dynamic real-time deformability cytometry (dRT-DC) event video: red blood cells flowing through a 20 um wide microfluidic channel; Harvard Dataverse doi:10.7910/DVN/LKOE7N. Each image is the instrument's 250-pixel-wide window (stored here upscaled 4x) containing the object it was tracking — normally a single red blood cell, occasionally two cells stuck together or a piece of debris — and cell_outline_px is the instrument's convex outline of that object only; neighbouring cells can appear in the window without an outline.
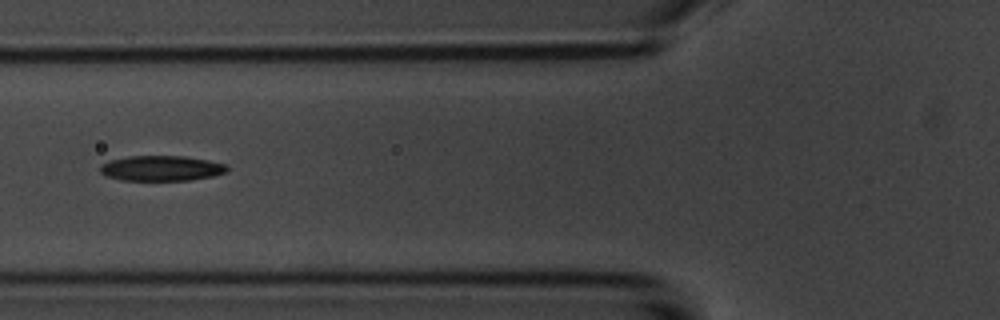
{"species": "common noctule bat (a hibernating species)", "species_latin": "Nyctalus noctula", "temperature_condition": "room temperature", "stored_images_in_passage": 9, "camera_frame_rate_fps": 3000, "um_per_image_px": 0.085, "animal": {"sex": "male", "body_mass_g": 20.1, "forearm_length_mm": 53.5}, "frame": {"image": 1, "passage_image": 6, "time_ms": 5.667, "image_size_px": [1000, 320], "cell_outline_px": [[228, 172], [212, 176], [188, 180], [120, 180], [108, 176], [100, 172], [100, 164], [108, 160], [128, 156], [184, 156], [208, 160], [228, 164]], "centroid_in_image_um": [13.72, 14.29], "position_along_channel_um": 112.1, "area_um2": 18.79}}
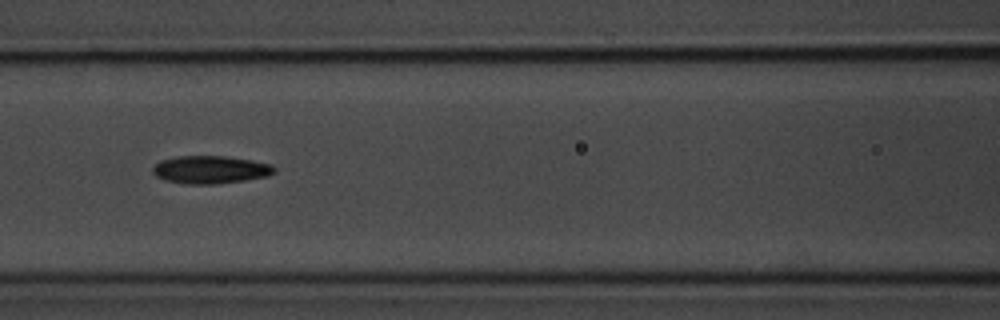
{"frame": {"image": 2, "passage_image": 7, "time_ms": 6.667, "image_size_px": [1000, 320], "cell_outline_px": [[276, 172], [268, 176], [244, 180], [216, 184], [184, 184], [164, 180], [156, 176], [152, 172], [152, 168], [160, 160], [176, 156], [224, 156], [272, 164], [276, 168]], "centroid_in_image_um": [17.86, 14.42], "position_along_channel_um": 148.7, "area_um2": 19.77}}
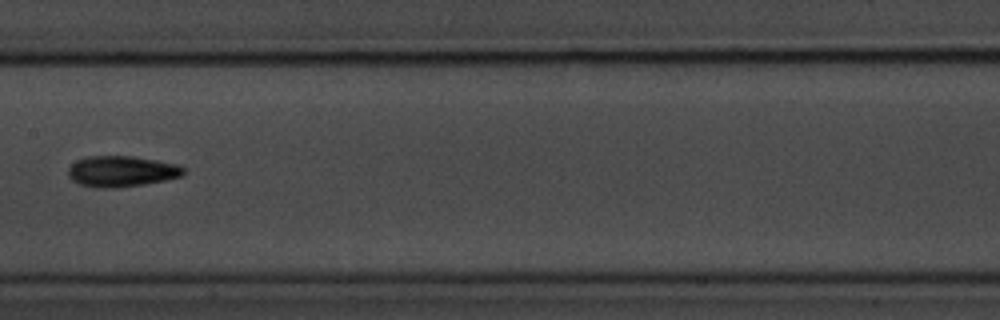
{"frame": {"image": 3, "passage_image": 8, "time_ms": 8.0, "image_size_px": [1000, 320], "cell_outline_px": [[184, 172], [180, 176], [164, 180], [144, 184], [116, 188], [96, 188], [80, 184], [72, 180], [68, 176], [68, 168], [76, 160], [88, 156], [132, 156], [180, 164], [184, 168]], "centroid_in_image_um": [10.31, 14.56], "position_along_channel_um": 197.1, "area_um2": 20.81}}